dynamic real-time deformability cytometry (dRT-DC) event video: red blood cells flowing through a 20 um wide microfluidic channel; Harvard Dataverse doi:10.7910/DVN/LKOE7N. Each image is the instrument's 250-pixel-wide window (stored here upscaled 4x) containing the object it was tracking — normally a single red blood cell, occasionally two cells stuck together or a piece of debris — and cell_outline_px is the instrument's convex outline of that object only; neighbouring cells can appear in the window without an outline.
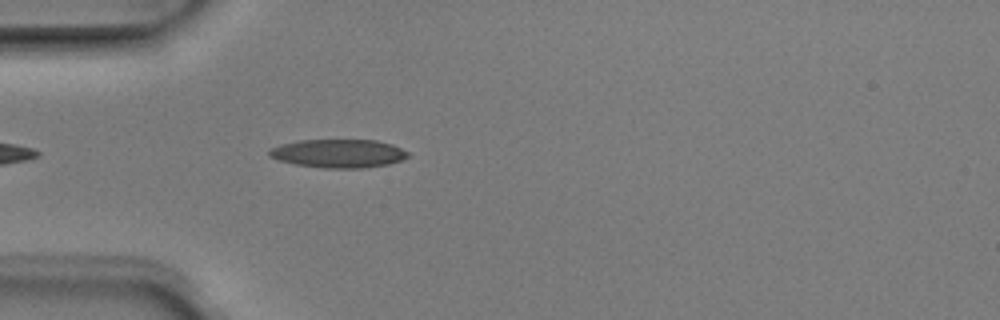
{"species": "Egyptian fruit bat (a non-hibernating species)", "species_latin": "Rousettus aegyptiacus", "temperature_condition": "room temperature", "stored_images_in_passage": 2, "camera_frame_rate_fps": 3000, "um_per_image_px": 0.085, "animal": {"sex": "male"}, "frame": {"image": 1, "passage_image": 2, "time_ms": 0.333, "image_size_px": [1000, 320], "cell_outline_px": [[408, 156], [400, 160], [388, 164], [364, 168], [324, 168], [296, 164], [276, 160], [268, 156], [268, 152], [272, 148], [280, 144], [300, 140], [376, 140], [392, 144], [408, 152]], "centroid_in_image_um": [28.74, 13.04], "position_along_channel_um": 56.3, "area_um2": 22.95}}